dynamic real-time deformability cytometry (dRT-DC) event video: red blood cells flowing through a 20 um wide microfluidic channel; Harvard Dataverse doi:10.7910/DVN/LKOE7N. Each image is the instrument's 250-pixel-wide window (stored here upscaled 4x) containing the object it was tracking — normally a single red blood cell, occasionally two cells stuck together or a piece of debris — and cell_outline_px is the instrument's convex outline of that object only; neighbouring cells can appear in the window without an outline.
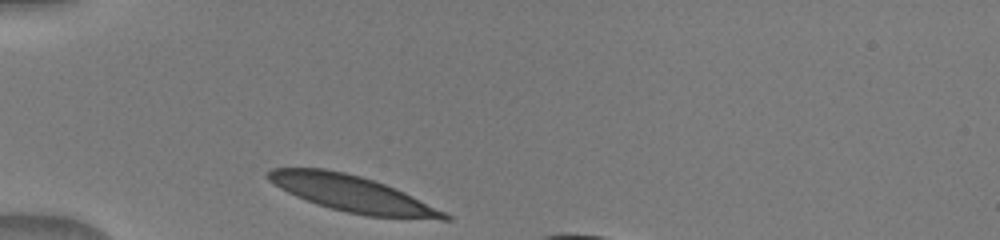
{"species": "human", "species_latin": "Homo sapiens", "temperature_condition": "warm", "stored_images_in_passage": 30, "camera_frame_rate_fps": 3000, "um_per_image_px": 0.085, "donor": {"sex": "male"}, "frame": {"image": 1, "passage_image": 1, "time_ms": 0.0, "image_size_px": [1000, 240], "cell_outline_px": [[452, 220], [440, 220], [368, 216], [348, 212], [316, 204], [296, 196], [280, 188], [268, 180], [264, 176], [272, 168], [324, 168], [344, 172], [360, 176], [384, 184], [404, 192], [448, 212], [452, 216]], "centroid_in_image_um": [29.99, 16.48], "position_along_channel_um": 55.0, "area_um2": 37.17}}
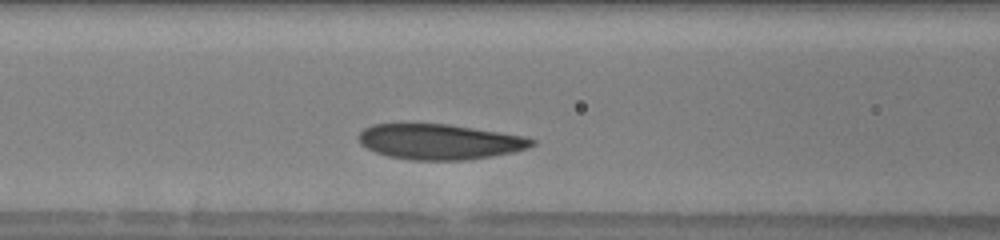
{"frame": {"image": 2, "passage_image": 8, "time_ms": 2.333, "image_size_px": [1000, 240], "cell_outline_px": [[536, 144], [528, 148], [512, 152], [464, 160], [412, 160], [388, 156], [376, 152], [360, 144], [356, 136], [364, 128], [372, 124], [448, 124], [524, 136], [536, 140]], "centroid_in_image_um": [37.33, 12.04], "position_along_channel_um": 129.3, "area_um2": 35.55}}
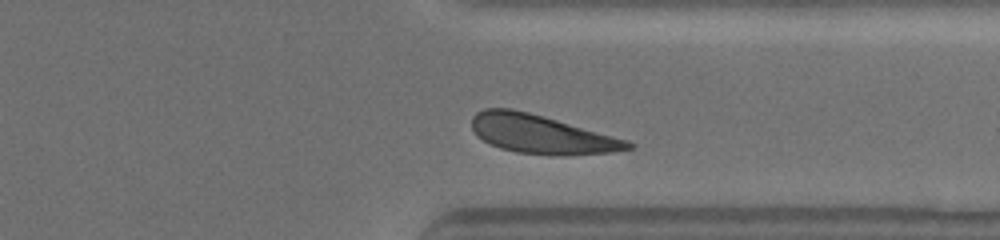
{"frame": {"image": 3, "passage_image": 26, "time_ms": 8.333, "image_size_px": [1000, 240], "cell_outline_px": [[636, 144], [632, 148], [612, 152], [564, 156], [556, 156], [516, 152], [500, 148], [484, 140], [472, 128], [472, 116], [476, 112], [484, 108], [512, 108], [528, 112], [628, 140]], "centroid_in_image_um": [46.03, 11.42], "position_along_channel_um": 365.4, "area_um2": 34.97}}